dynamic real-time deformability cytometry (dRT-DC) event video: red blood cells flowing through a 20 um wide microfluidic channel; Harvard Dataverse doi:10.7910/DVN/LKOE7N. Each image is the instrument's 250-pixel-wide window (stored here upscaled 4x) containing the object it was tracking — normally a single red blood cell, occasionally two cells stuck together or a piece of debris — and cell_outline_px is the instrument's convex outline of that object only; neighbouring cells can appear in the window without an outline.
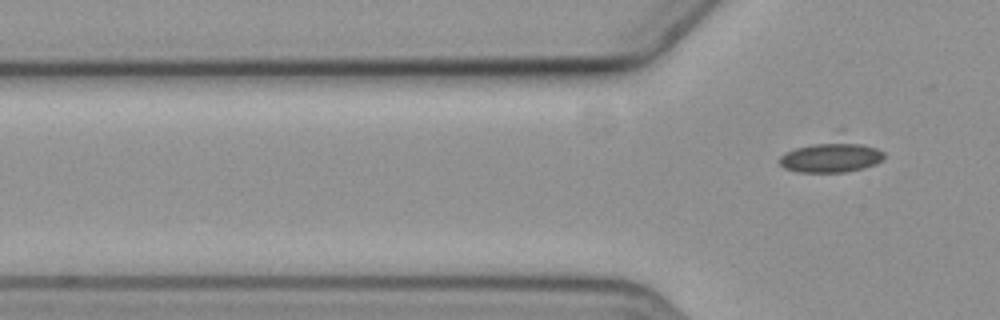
{"species": "common noctule bat (a hibernating species)", "species_latin": "Nyctalus noctula", "temperature_condition": "cold", "stored_images_in_passage": 4, "camera_frame_rate_fps": 3000, "um_per_image_px": 0.085, "animal": {"sex": "female", "body_mass_g": 19.3, "forearm_length_mm": 54.1}, "frame": {"image": 1, "passage_image": 4, "time_ms": 6.0, "image_size_px": [1000, 320], "cell_outline_px": [[884, 160], [876, 164], [864, 168], [844, 172], [800, 172], [784, 168], [776, 160], [784, 152], [836, 128], [844, 128], [884, 152]], "centroid_in_image_um": [70.72, 13.07], "position_along_channel_um": 55.1, "area_um2": 22.66}}